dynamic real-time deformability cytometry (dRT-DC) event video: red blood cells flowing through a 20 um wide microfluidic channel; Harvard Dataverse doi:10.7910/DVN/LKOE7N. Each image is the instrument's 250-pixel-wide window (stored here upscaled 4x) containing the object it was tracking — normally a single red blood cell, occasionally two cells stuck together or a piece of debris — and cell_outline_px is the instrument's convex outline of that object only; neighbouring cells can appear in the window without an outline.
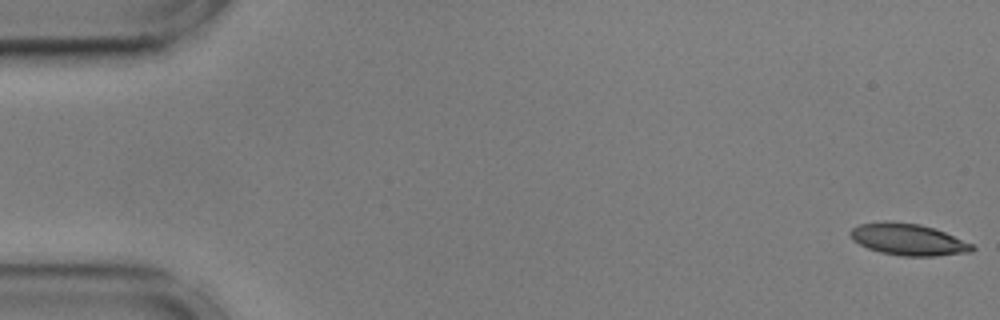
{"species": "common noctule bat (a hibernating species)", "species_latin": "Nyctalus noctula", "temperature_condition": "cold", "stored_images_in_passage": 56, "camera_frame_rate_fps": 3000, "um_per_image_px": 0.085, "animal": {"sex": "male", "body_mass_g": 17.9, "forearm_length_mm": 54.2}, "frame": {"image": 1, "passage_image": 1, "time_ms": 0.0, "image_size_px": [1000, 320], "cell_outline_px": [[976, 248], [972, 252], [936, 256], [904, 256], [880, 252], [868, 248], [852, 240], [848, 232], [852, 228], [860, 224], [884, 220], [888, 220], [920, 224], [944, 232], [972, 244]], "centroid_in_image_um": [77.16, 20.35], "position_along_channel_um": 7.8, "area_um2": 22.54}}
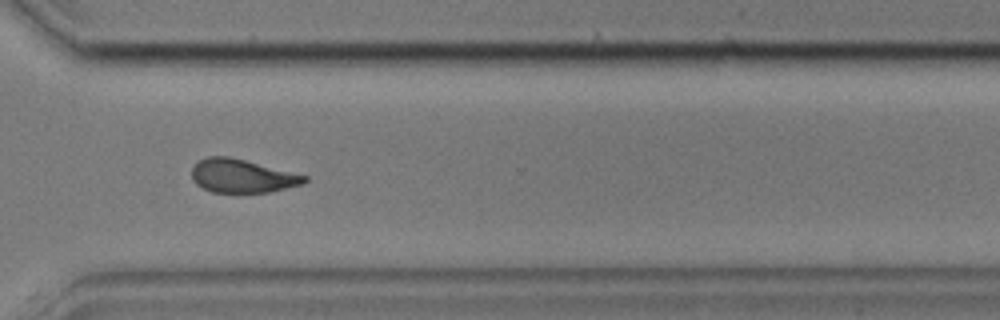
{"frame": {"image": 2, "passage_image": 41, "time_ms": 13.333, "image_size_px": [1000, 320], "cell_outline_px": [[308, 180], [304, 184], [272, 192], [212, 192], [196, 184], [192, 180], [192, 168], [200, 160], [208, 156], [228, 156], [308, 176]], "centroid_in_image_um": [20.6, 14.97], "position_along_channel_um": 350.0, "area_um2": 21.85}}
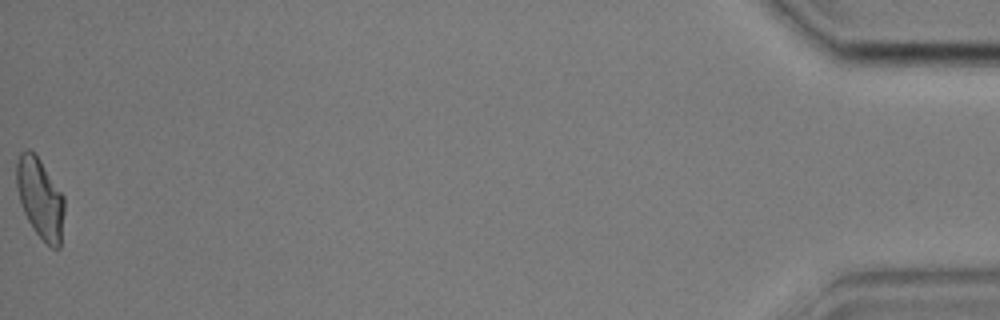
{"frame": {"image": 3, "passage_image": 56, "time_ms": 18.333, "image_size_px": [1000, 320], "cell_outline_px": [[64, 212], [60, 248], [52, 248], [36, 232], [28, 220], [20, 204], [16, 188], [16, 164], [20, 152], [28, 148], [36, 152], [64, 196]], "centroid_in_image_um": [3.4, 16.79], "position_along_channel_um": 431.8, "area_um2": 22.6}, "authors_computed_cell_mechanics": {"area_um2": 22.7443, "velocity_mm_per_s": 3.5794, "shape_relaxation_time_tau1_ms": 4.5866, "shape_relaxation_time_tau2_ms": 2.9652, "deformation_change_tau1": 0.1555, "deformation_change_tau2": 0.0961}}